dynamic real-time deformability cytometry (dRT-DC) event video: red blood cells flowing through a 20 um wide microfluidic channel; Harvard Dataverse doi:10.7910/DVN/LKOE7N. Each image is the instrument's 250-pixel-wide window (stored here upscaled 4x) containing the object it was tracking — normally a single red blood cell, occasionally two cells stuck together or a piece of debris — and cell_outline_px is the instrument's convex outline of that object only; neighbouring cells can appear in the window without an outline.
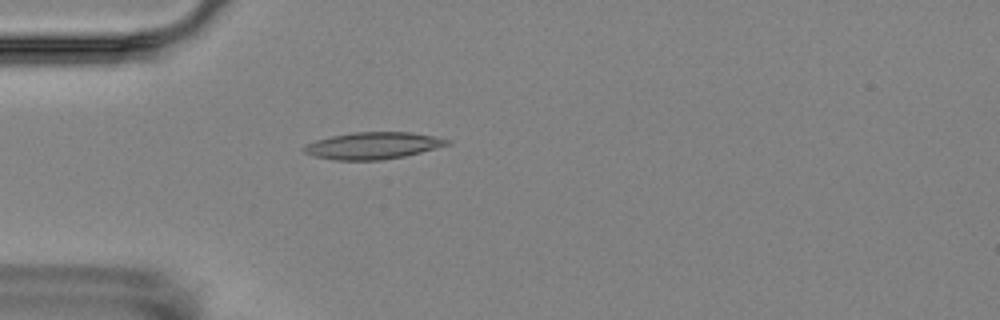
{"species": "Egyptian fruit bat (a non-hibernating species)", "species_latin": "Rousettus aegyptiacus", "temperature_condition": "room temperature", "stored_images_in_passage": 1, "camera_frame_rate_fps": 3000, "um_per_image_px": 0.085, "animal": {"sex": "female"}, "frame": {"image": 1, "passage_image": 1, "time_ms": 0.0, "image_size_px": [1000, 320], "cell_outline_px": [[452, 144], [404, 156], [380, 160], [336, 160], [312, 156], [304, 152], [300, 148], [304, 144], [316, 140], [332, 136], [352, 132], [412, 132], [452, 140]], "centroid_in_image_um": [31.67, 12.37], "position_along_channel_um": 53.3, "area_um2": 22.54}}